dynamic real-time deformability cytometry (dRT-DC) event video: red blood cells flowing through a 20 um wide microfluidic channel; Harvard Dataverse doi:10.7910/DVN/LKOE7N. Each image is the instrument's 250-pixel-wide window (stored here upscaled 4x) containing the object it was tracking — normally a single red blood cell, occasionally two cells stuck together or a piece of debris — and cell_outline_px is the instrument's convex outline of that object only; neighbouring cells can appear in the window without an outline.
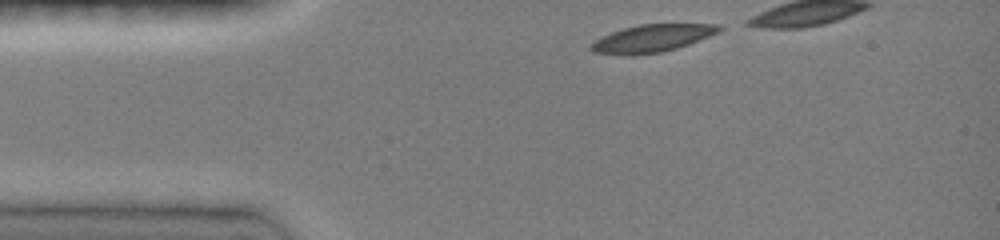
{"species": "common noctule bat (a hibernating species)", "species_latin": "Nyctalus noctula", "temperature_condition": "room temperature", "stored_images_in_passage": 14, "camera_frame_rate_fps": 3000, "um_per_image_px": 0.085, "animal": {"sex": "female", "body_mass_g": 19.0, "forearm_length_mm": 51.5}, "frame": {"image": 1, "passage_image": 1, "time_ms": 0.0, "image_size_px": [1000, 240], "cell_outline_px": [[724, 28], [720, 32], [688, 44], [676, 48], [660, 52], [632, 56], [592, 52], [588, 48], [588, 44], [612, 32], [624, 28], [640, 24], [720, 24]], "centroid_in_image_um": [55.42, 3.26], "position_along_channel_um": 29.6, "area_um2": 20.58}}
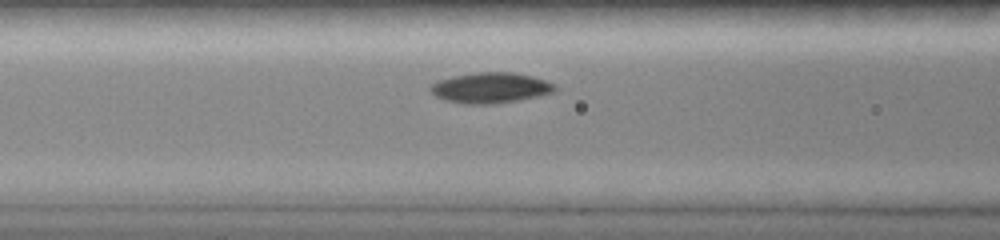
{"frame": {"image": 2, "passage_image": 12, "time_ms": 3.333, "image_size_px": [1000, 240], "cell_outline_px": [[556, 88], [552, 92], [520, 100], [496, 104], [464, 104], [444, 100], [436, 96], [428, 88], [436, 80], [452, 76], [476, 72], [512, 72], [532, 76], [556, 84]], "centroid_in_image_um": [41.65, 7.46], "position_along_channel_um": 124.9, "area_um2": 22.25}}